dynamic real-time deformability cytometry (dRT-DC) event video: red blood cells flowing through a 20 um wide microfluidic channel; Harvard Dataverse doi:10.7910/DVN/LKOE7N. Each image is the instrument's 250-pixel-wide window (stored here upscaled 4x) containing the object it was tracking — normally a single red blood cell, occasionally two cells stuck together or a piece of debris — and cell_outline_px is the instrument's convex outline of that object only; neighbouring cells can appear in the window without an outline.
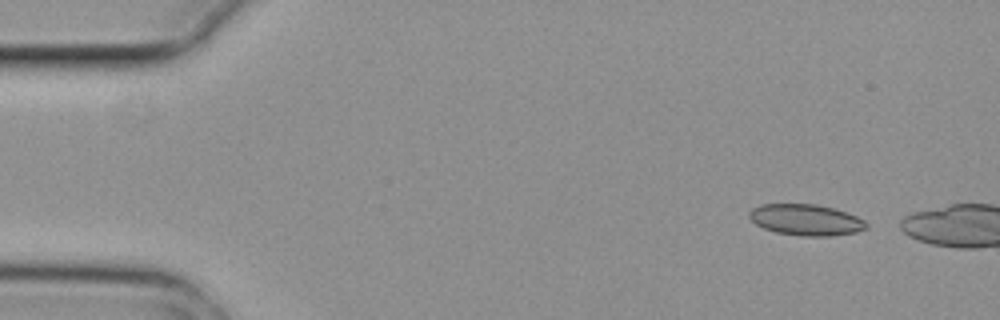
{"species": "common noctule bat (a hibernating species)", "species_latin": "Nyctalus noctula", "temperature_condition": "cold", "stored_images_in_passage": 2, "camera_frame_rate_fps": 3000, "um_per_image_px": 0.085, "animal": {"sex": "female", "body_mass_g": 29.2, "forearm_length_mm": 56.3}, "frame": {"image": 1, "passage_image": 1, "time_ms": 0.0, "image_size_px": [1000, 320], "cell_outline_px": [[868, 228], [856, 232], [832, 236], [800, 236], [776, 232], [764, 228], [756, 224], [748, 216], [748, 212], [752, 208], [760, 204], [816, 204], [832, 208], [856, 216], [864, 220], [868, 224]], "centroid_in_image_um": [68.49, 18.69], "position_along_channel_um": 16.5, "area_um2": 21.27}}